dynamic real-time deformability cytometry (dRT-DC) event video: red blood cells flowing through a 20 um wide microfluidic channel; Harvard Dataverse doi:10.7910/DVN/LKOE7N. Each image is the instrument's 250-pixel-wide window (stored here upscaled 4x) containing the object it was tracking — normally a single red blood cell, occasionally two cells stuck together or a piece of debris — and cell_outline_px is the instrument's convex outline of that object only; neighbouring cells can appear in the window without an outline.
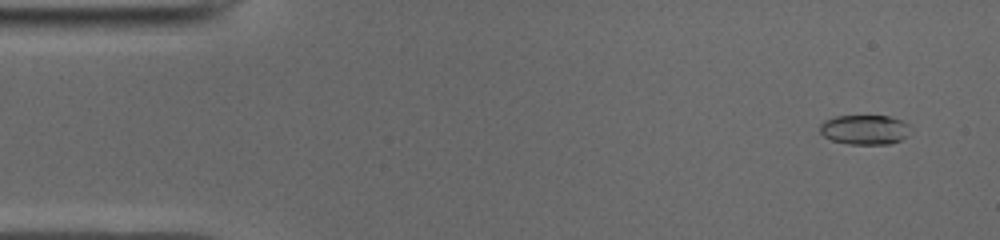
{"species": "common noctule bat (a hibernating species)", "species_latin": "Nyctalus noctula", "temperature_condition": "cold", "stored_images_in_passage": 50, "camera_frame_rate_fps": 3000, "um_per_image_px": 0.085, "animal": {"sex": "male", "body_mass_g": 19.0, "forearm_length_mm": 50.8}, "frame": {"image": 1, "passage_image": 3, "time_ms": 0.667, "image_size_px": [1000, 240], "cell_outline_px": [[908, 124], [904, 136], [900, 140], [888, 144], [848, 144], [832, 140], [824, 136], [820, 132], [820, 124], [824, 120], [836, 116], [888, 116], [900, 120]], "centroid_in_image_um": [73.42, 11.02], "position_along_channel_um": 11.6, "area_um2": 15.32}}
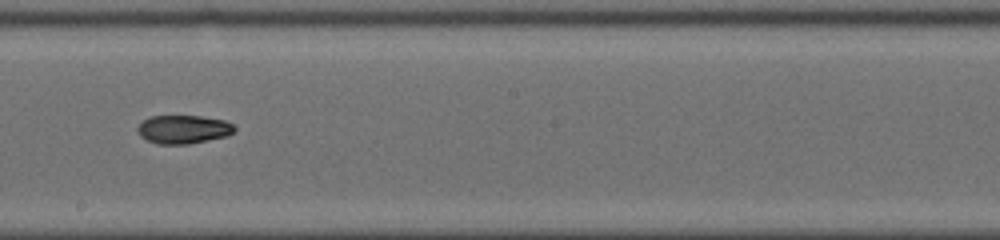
{"frame": {"image": 2, "passage_image": 28, "time_ms": 9.0, "image_size_px": [1000, 240], "cell_outline_px": [[236, 128], [228, 136], [188, 144], [156, 144], [140, 136], [136, 128], [144, 120], [152, 116], [200, 116], [224, 120], [232, 124]], "centroid_in_image_um": [15.58, 11.0], "position_along_channel_um": 232.6, "area_um2": 16.01}}
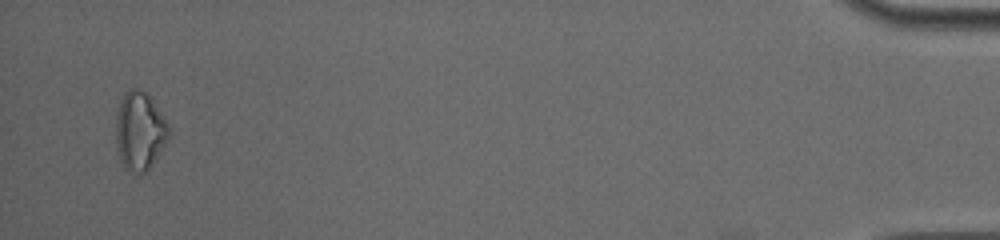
{"frame": {"image": 3, "passage_image": 49, "time_ms": 16.0, "image_size_px": [1000, 240], "cell_outline_px": [[168, 140], [152, 164], [144, 172], [136, 172], [124, 168], [120, 160], [116, 144], [116, 116], [120, 100], [124, 92], [132, 88], [136, 88], [144, 92], [152, 100], [164, 116], [168, 124]], "centroid_in_image_um": [11.86, 11.11], "position_along_channel_um": 423.3, "area_um2": 23.87}, "authors_computed_cell_mechanics": {"area_um2": 15.9817, "velocity_mm_per_s": 3.9629, "shape_relaxation_time_tau1_ms": 8.304, "shape_relaxation_time_tau2_ms": 9.2438, "deformation_change_tau1": 0.1852, "deformation_change_tau2": 0.1589}}